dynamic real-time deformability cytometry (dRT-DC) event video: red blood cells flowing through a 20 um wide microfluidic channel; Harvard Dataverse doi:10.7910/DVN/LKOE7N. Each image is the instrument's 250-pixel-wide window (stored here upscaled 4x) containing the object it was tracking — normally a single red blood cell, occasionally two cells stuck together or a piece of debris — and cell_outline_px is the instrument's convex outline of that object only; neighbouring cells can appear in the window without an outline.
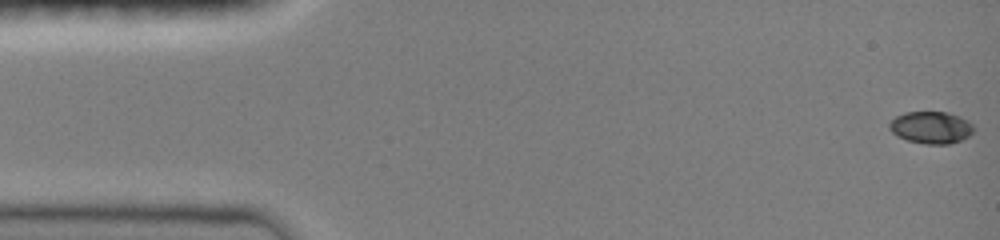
{"species": "common noctule bat (a hibernating species)", "species_latin": "Nyctalus noctula", "temperature_condition": "room temperature", "stored_images_in_passage": 58, "camera_frame_rate_fps": 3000, "um_per_image_px": 0.085, "animal": {"sex": "female", "body_mass_g": 19.0, "forearm_length_mm": 51.5}, "frame": {"image": 1, "passage_image": 1, "time_ms": 0.0, "image_size_px": [1000, 240], "cell_outline_px": [[976, 128], [968, 136], [960, 140], [948, 144], [924, 144], [908, 140], [896, 136], [888, 128], [888, 124], [896, 116], [904, 112], [948, 112], [960, 116], [968, 120]], "centroid_in_image_um": [79.13, 10.83], "position_along_channel_um": 5.9, "area_um2": 15.9}}
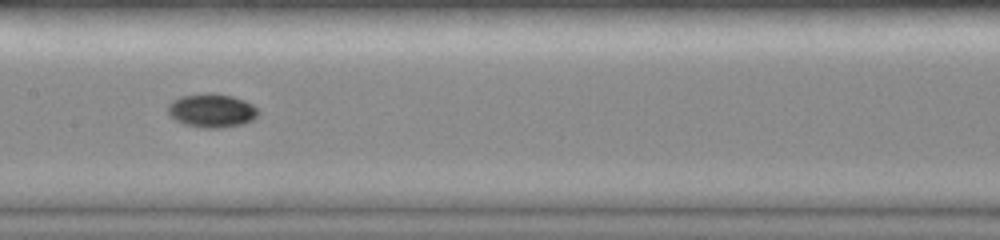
{"frame": {"image": 2, "passage_image": 33, "time_ms": 7.667, "image_size_px": [1000, 240], "cell_outline_px": [[260, 112], [252, 120], [244, 124], [220, 128], [204, 128], [184, 124], [176, 120], [168, 112], [168, 104], [172, 100], [180, 96], [204, 92], [212, 92], [232, 96], [244, 100], [252, 104]], "centroid_in_image_um": [18.0, 9.38], "position_along_channel_um": 189.4, "area_um2": 17.92}}
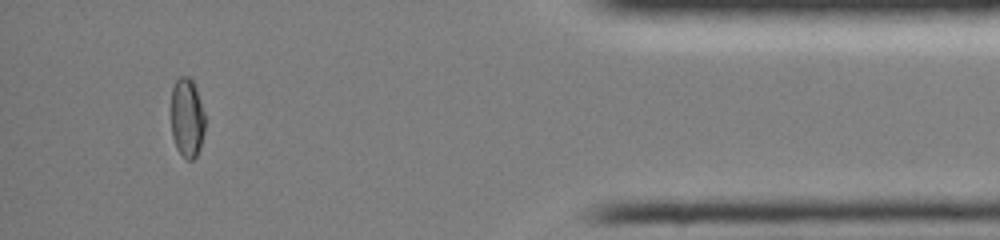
{"frame": {"image": 3, "passage_image": 54, "time_ms": 14.333, "image_size_px": [1000, 240], "cell_outline_px": [[204, 132], [200, 148], [196, 156], [192, 160], [188, 160], [176, 148], [172, 136], [172, 88], [176, 80], [180, 76], [188, 76], [192, 80], [196, 88], [204, 112]], "centroid_in_image_um": [15.9, 10.01], "position_along_channel_um": 419.3, "area_um2": 15.55}, "authors_computed_cell_mechanics": {"area_um2": 16.2707, "velocity_mm_per_s": 4.0584, "shape_relaxation_time_tau1_ms": 6.3648, "shape_relaxation_time_tau2_ms": null, "deformation_change_tau1": 0.1672, "deformation_change_tau2": null}}